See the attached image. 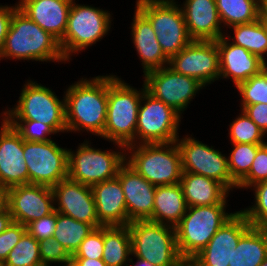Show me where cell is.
Masks as SVG:
<instances>
[{
    "instance_id": "cell-1",
    "label": "cell",
    "mask_w": 267,
    "mask_h": 266,
    "mask_svg": "<svg viewBox=\"0 0 267 266\" xmlns=\"http://www.w3.org/2000/svg\"><path fill=\"white\" fill-rule=\"evenodd\" d=\"M65 98L67 132L85 130L103 138L107 116L108 74L82 78L70 85Z\"/></svg>"
},
{
    "instance_id": "cell-2",
    "label": "cell",
    "mask_w": 267,
    "mask_h": 266,
    "mask_svg": "<svg viewBox=\"0 0 267 266\" xmlns=\"http://www.w3.org/2000/svg\"><path fill=\"white\" fill-rule=\"evenodd\" d=\"M66 62L59 41L18 7L13 11L1 59Z\"/></svg>"
},
{
    "instance_id": "cell-3",
    "label": "cell",
    "mask_w": 267,
    "mask_h": 266,
    "mask_svg": "<svg viewBox=\"0 0 267 266\" xmlns=\"http://www.w3.org/2000/svg\"><path fill=\"white\" fill-rule=\"evenodd\" d=\"M116 75H108L107 116L103 139L111 141L116 148L136 145V126L142 94Z\"/></svg>"
},
{
    "instance_id": "cell-4",
    "label": "cell",
    "mask_w": 267,
    "mask_h": 266,
    "mask_svg": "<svg viewBox=\"0 0 267 266\" xmlns=\"http://www.w3.org/2000/svg\"><path fill=\"white\" fill-rule=\"evenodd\" d=\"M227 204L191 206L175 226L177 248L188 264L200 253L219 228L234 214L226 212Z\"/></svg>"
},
{
    "instance_id": "cell-5",
    "label": "cell",
    "mask_w": 267,
    "mask_h": 266,
    "mask_svg": "<svg viewBox=\"0 0 267 266\" xmlns=\"http://www.w3.org/2000/svg\"><path fill=\"white\" fill-rule=\"evenodd\" d=\"M125 152L126 162L155 187L180 183L182 165L176 142L128 145Z\"/></svg>"
},
{
    "instance_id": "cell-6",
    "label": "cell",
    "mask_w": 267,
    "mask_h": 266,
    "mask_svg": "<svg viewBox=\"0 0 267 266\" xmlns=\"http://www.w3.org/2000/svg\"><path fill=\"white\" fill-rule=\"evenodd\" d=\"M132 256L154 266H187L178 252L175 227L137 220L128 224Z\"/></svg>"
},
{
    "instance_id": "cell-7",
    "label": "cell",
    "mask_w": 267,
    "mask_h": 266,
    "mask_svg": "<svg viewBox=\"0 0 267 266\" xmlns=\"http://www.w3.org/2000/svg\"><path fill=\"white\" fill-rule=\"evenodd\" d=\"M59 99L52 89L28 80L22 88L16 106L2 112L6 121H38L56 133L67 132L65 98Z\"/></svg>"
},
{
    "instance_id": "cell-8",
    "label": "cell",
    "mask_w": 267,
    "mask_h": 266,
    "mask_svg": "<svg viewBox=\"0 0 267 266\" xmlns=\"http://www.w3.org/2000/svg\"><path fill=\"white\" fill-rule=\"evenodd\" d=\"M175 0H136V8L150 21L165 56L170 59L192 39L184 13Z\"/></svg>"
},
{
    "instance_id": "cell-9",
    "label": "cell",
    "mask_w": 267,
    "mask_h": 266,
    "mask_svg": "<svg viewBox=\"0 0 267 266\" xmlns=\"http://www.w3.org/2000/svg\"><path fill=\"white\" fill-rule=\"evenodd\" d=\"M111 17L106 10L72 3L65 35L59 42L66 61L71 60L72 53L78 54L101 41L111 29Z\"/></svg>"
},
{
    "instance_id": "cell-10",
    "label": "cell",
    "mask_w": 267,
    "mask_h": 266,
    "mask_svg": "<svg viewBox=\"0 0 267 266\" xmlns=\"http://www.w3.org/2000/svg\"><path fill=\"white\" fill-rule=\"evenodd\" d=\"M90 144L84 140L76 152L68 149V177L88 186L115 178L120 166L126 161L125 148H120V151H102Z\"/></svg>"
},
{
    "instance_id": "cell-11",
    "label": "cell",
    "mask_w": 267,
    "mask_h": 266,
    "mask_svg": "<svg viewBox=\"0 0 267 266\" xmlns=\"http://www.w3.org/2000/svg\"><path fill=\"white\" fill-rule=\"evenodd\" d=\"M180 119L181 115L172 107L145 90L138 111L136 145L175 142Z\"/></svg>"
},
{
    "instance_id": "cell-12",
    "label": "cell",
    "mask_w": 267,
    "mask_h": 266,
    "mask_svg": "<svg viewBox=\"0 0 267 266\" xmlns=\"http://www.w3.org/2000/svg\"><path fill=\"white\" fill-rule=\"evenodd\" d=\"M181 155L182 172L203 175L221 183L229 192L238 184L232 179L228 170L225 154L208 146L194 137L186 135L175 141Z\"/></svg>"
},
{
    "instance_id": "cell-13",
    "label": "cell",
    "mask_w": 267,
    "mask_h": 266,
    "mask_svg": "<svg viewBox=\"0 0 267 266\" xmlns=\"http://www.w3.org/2000/svg\"><path fill=\"white\" fill-rule=\"evenodd\" d=\"M29 183L53 187L68 177V149L48 142L24 141Z\"/></svg>"
},
{
    "instance_id": "cell-14",
    "label": "cell",
    "mask_w": 267,
    "mask_h": 266,
    "mask_svg": "<svg viewBox=\"0 0 267 266\" xmlns=\"http://www.w3.org/2000/svg\"><path fill=\"white\" fill-rule=\"evenodd\" d=\"M143 76L146 91L180 115L196 93L205 87L199 80L176 73L168 66L149 71Z\"/></svg>"
},
{
    "instance_id": "cell-15",
    "label": "cell",
    "mask_w": 267,
    "mask_h": 266,
    "mask_svg": "<svg viewBox=\"0 0 267 266\" xmlns=\"http://www.w3.org/2000/svg\"><path fill=\"white\" fill-rule=\"evenodd\" d=\"M168 67L199 80L205 86L210 85L220 77L217 41L192 40L169 59Z\"/></svg>"
},
{
    "instance_id": "cell-16",
    "label": "cell",
    "mask_w": 267,
    "mask_h": 266,
    "mask_svg": "<svg viewBox=\"0 0 267 266\" xmlns=\"http://www.w3.org/2000/svg\"><path fill=\"white\" fill-rule=\"evenodd\" d=\"M251 226L241 211L235 212L187 266H229L240 237Z\"/></svg>"
},
{
    "instance_id": "cell-17",
    "label": "cell",
    "mask_w": 267,
    "mask_h": 266,
    "mask_svg": "<svg viewBox=\"0 0 267 266\" xmlns=\"http://www.w3.org/2000/svg\"><path fill=\"white\" fill-rule=\"evenodd\" d=\"M51 187L23 184L8 189V210L13 221L27 226L54 211Z\"/></svg>"
},
{
    "instance_id": "cell-18",
    "label": "cell",
    "mask_w": 267,
    "mask_h": 266,
    "mask_svg": "<svg viewBox=\"0 0 267 266\" xmlns=\"http://www.w3.org/2000/svg\"><path fill=\"white\" fill-rule=\"evenodd\" d=\"M52 192L56 205L54 210L77 221L91 224L94 228L103 226L97 217L91 186L67 177L54 185Z\"/></svg>"
},
{
    "instance_id": "cell-19",
    "label": "cell",
    "mask_w": 267,
    "mask_h": 266,
    "mask_svg": "<svg viewBox=\"0 0 267 266\" xmlns=\"http://www.w3.org/2000/svg\"><path fill=\"white\" fill-rule=\"evenodd\" d=\"M0 126V186L10 189L29 184L24 140L2 117Z\"/></svg>"
},
{
    "instance_id": "cell-20",
    "label": "cell",
    "mask_w": 267,
    "mask_h": 266,
    "mask_svg": "<svg viewBox=\"0 0 267 266\" xmlns=\"http://www.w3.org/2000/svg\"><path fill=\"white\" fill-rule=\"evenodd\" d=\"M120 180L130 222L152 218L156 187L143 178L126 161L120 166Z\"/></svg>"
},
{
    "instance_id": "cell-21",
    "label": "cell",
    "mask_w": 267,
    "mask_h": 266,
    "mask_svg": "<svg viewBox=\"0 0 267 266\" xmlns=\"http://www.w3.org/2000/svg\"><path fill=\"white\" fill-rule=\"evenodd\" d=\"M219 49L220 79H232L237 87L260 73L263 62L247 49L235 45L223 35L217 40Z\"/></svg>"
},
{
    "instance_id": "cell-22",
    "label": "cell",
    "mask_w": 267,
    "mask_h": 266,
    "mask_svg": "<svg viewBox=\"0 0 267 266\" xmlns=\"http://www.w3.org/2000/svg\"><path fill=\"white\" fill-rule=\"evenodd\" d=\"M183 2L181 8L187 32L192 40L217 41L225 35L215 0H185Z\"/></svg>"
},
{
    "instance_id": "cell-23",
    "label": "cell",
    "mask_w": 267,
    "mask_h": 266,
    "mask_svg": "<svg viewBox=\"0 0 267 266\" xmlns=\"http://www.w3.org/2000/svg\"><path fill=\"white\" fill-rule=\"evenodd\" d=\"M96 213L103 226H127L126 201L119 178L105 180L91 186Z\"/></svg>"
},
{
    "instance_id": "cell-24",
    "label": "cell",
    "mask_w": 267,
    "mask_h": 266,
    "mask_svg": "<svg viewBox=\"0 0 267 266\" xmlns=\"http://www.w3.org/2000/svg\"><path fill=\"white\" fill-rule=\"evenodd\" d=\"M18 8L59 42L65 35L71 3L64 0H19Z\"/></svg>"
},
{
    "instance_id": "cell-25",
    "label": "cell",
    "mask_w": 267,
    "mask_h": 266,
    "mask_svg": "<svg viewBox=\"0 0 267 266\" xmlns=\"http://www.w3.org/2000/svg\"><path fill=\"white\" fill-rule=\"evenodd\" d=\"M131 26L132 41L143 73L168 66L169 59L163 53L150 21L137 8Z\"/></svg>"
},
{
    "instance_id": "cell-26",
    "label": "cell",
    "mask_w": 267,
    "mask_h": 266,
    "mask_svg": "<svg viewBox=\"0 0 267 266\" xmlns=\"http://www.w3.org/2000/svg\"><path fill=\"white\" fill-rule=\"evenodd\" d=\"M180 184L188 207L227 204L229 191L218 181L203 175L182 172Z\"/></svg>"
},
{
    "instance_id": "cell-27",
    "label": "cell",
    "mask_w": 267,
    "mask_h": 266,
    "mask_svg": "<svg viewBox=\"0 0 267 266\" xmlns=\"http://www.w3.org/2000/svg\"><path fill=\"white\" fill-rule=\"evenodd\" d=\"M180 183L157 186L150 221L175 227L187 211Z\"/></svg>"
},
{
    "instance_id": "cell-28",
    "label": "cell",
    "mask_w": 267,
    "mask_h": 266,
    "mask_svg": "<svg viewBox=\"0 0 267 266\" xmlns=\"http://www.w3.org/2000/svg\"><path fill=\"white\" fill-rule=\"evenodd\" d=\"M267 257V229L251 226L239 239L229 266H260Z\"/></svg>"
},
{
    "instance_id": "cell-29",
    "label": "cell",
    "mask_w": 267,
    "mask_h": 266,
    "mask_svg": "<svg viewBox=\"0 0 267 266\" xmlns=\"http://www.w3.org/2000/svg\"><path fill=\"white\" fill-rule=\"evenodd\" d=\"M131 235L127 226H104L102 260L107 266H129Z\"/></svg>"
},
{
    "instance_id": "cell-30",
    "label": "cell",
    "mask_w": 267,
    "mask_h": 266,
    "mask_svg": "<svg viewBox=\"0 0 267 266\" xmlns=\"http://www.w3.org/2000/svg\"><path fill=\"white\" fill-rule=\"evenodd\" d=\"M234 30V36L226 38L231 39V43L247 49L252 54L262 59L263 64H267L265 58L267 49V27L261 19L247 24H237L229 27ZM266 59V60H265Z\"/></svg>"
},
{
    "instance_id": "cell-31",
    "label": "cell",
    "mask_w": 267,
    "mask_h": 266,
    "mask_svg": "<svg viewBox=\"0 0 267 266\" xmlns=\"http://www.w3.org/2000/svg\"><path fill=\"white\" fill-rule=\"evenodd\" d=\"M215 2L223 28L251 23L260 18L259 0H215Z\"/></svg>"
},
{
    "instance_id": "cell-32",
    "label": "cell",
    "mask_w": 267,
    "mask_h": 266,
    "mask_svg": "<svg viewBox=\"0 0 267 266\" xmlns=\"http://www.w3.org/2000/svg\"><path fill=\"white\" fill-rule=\"evenodd\" d=\"M95 228L88 223L77 221L70 216L57 212L56 227L53 238L57 240L72 256L81 242Z\"/></svg>"
},
{
    "instance_id": "cell-33",
    "label": "cell",
    "mask_w": 267,
    "mask_h": 266,
    "mask_svg": "<svg viewBox=\"0 0 267 266\" xmlns=\"http://www.w3.org/2000/svg\"><path fill=\"white\" fill-rule=\"evenodd\" d=\"M39 243L26 232L16 246L9 252L2 266H40Z\"/></svg>"
},
{
    "instance_id": "cell-34",
    "label": "cell",
    "mask_w": 267,
    "mask_h": 266,
    "mask_svg": "<svg viewBox=\"0 0 267 266\" xmlns=\"http://www.w3.org/2000/svg\"><path fill=\"white\" fill-rule=\"evenodd\" d=\"M231 145L233 150L227 156L228 170L232 179L238 184L249 173L261 145L240 143Z\"/></svg>"
},
{
    "instance_id": "cell-35",
    "label": "cell",
    "mask_w": 267,
    "mask_h": 266,
    "mask_svg": "<svg viewBox=\"0 0 267 266\" xmlns=\"http://www.w3.org/2000/svg\"><path fill=\"white\" fill-rule=\"evenodd\" d=\"M229 137L231 144H255L263 145L264 136L260 128L241 110V114L229 125Z\"/></svg>"
},
{
    "instance_id": "cell-36",
    "label": "cell",
    "mask_w": 267,
    "mask_h": 266,
    "mask_svg": "<svg viewBox=\"0 0 267 266\" xmlns=\"http://www.w3.org/2000/svg\"><path fill=\"white\" fill-rule=\"evenodd\" d=\"M250 190L255 191L254 204L240 211L253 227L267 229V180L251 186Z\"/></svg>"
},
{
    "instance_id": "cell-37",
    "label": "cell",
    "mask_w": 267,
    "mask_h": 266,
    "mask_svg": "<svg viewBox=\"0 0 267 266\" xmlns=\"http://www.w3.org/2000/svg\"><path fill=\"white\" fill-rule=\"evenodd\" d=\"M236 89L241 95V105L267 103V81L261 73L240 83Z\"/></svg>"
},
{
    "instance_id": "cell-38",
    "label": "cell",
    "mask_w": 267,
    "mask_h": 266,
    "mask_svg": "<svg viewBox=\"0 0 267 266\" xmlns=\"http://www.w3.org/2000/svg\"><path fill=\"white\" fill-rule=\"evenodd\" d=\"M24 141L48 142L52 134H57L50 126L38 121H7ZM48 135V136H47Z\"/></svg>"
},
{
    "instance_id": "cell-39",
    "label": "cell",
    "mask_w": 267,
    "mask_h": 266,
    "mask_svg": "<svg viewBox=\"0 0 267 266\" xmlns=\"http://www.w3.org/2000/svg\"><path fill=\"white\" fill-rule=\"evenodd\" d=\"M39 254L41 263L51 265L52 263L67 266L71 263L72 256L68 251L53 237L49 239L39 240Z\"/></svg>"
},
{
    "instance_id": "cell-40",
    "label": "cell",
    "mask_w": 267,
    "mask_h": 266,
    "mask_svg": "<svg viewBox=\"0 0 267 266\" xmlns=\"http://www.w3.org/2000/svg\"><path fill=\"white\" fill-rule=\"evenodd\" d=\"M104 248V226H100L81 242L72 258L102 259Z\"/></svg>"
},
{
    "instance_id": "cell-41",
    "label": "cell",
    "mask_w": 267,
    "mask_h": 266,
    "mask_svg": "<svg viewBox=\"0 0 267 266\" xmlns=\"http://www.w3.org/2000/svg\"><path fill=\"white\" fill-rule=\"evenodd\" d=\"M267 180V142L261 145L252 163L249 173L238 183L239 188L251 186Z\"/></svg>"
},
{
    "instance_id": "cell-42",
    "label": "cell",
    "mask_w": 267,
    "mask_h": 266,
    "mask_svg": "<svg viewBox=\"0 0 267 266\" xmlns=\"http://www.w3.org/2000/svg\"><path fill=\"white\" fill-rule=\"evenodd\" d=\"M27 232L26 226L18 222H12L10 226L0 234V263L3 264L9 252L16 246L21 237Z\"/></svg>"
},
{
    "instance_id": "cell-43",
    "label": "cell",
    "mask_w": 267,
    "mask_h": 266,
    "mask_svg": "<svg viewBox=\"0 0 267 266\" xmlns=\"http://www.w3.org/2000/svg\"><path fill=\"white\" fill-rule=\"evenodd\" d=\"M57 221V211L54 210L47 216L30 222L27 226V232L38 241L53 237Z\"/></svg>"
},
{
    "instance_id": "cell-44",
    "label": "cell",
    "mask_w": 267,
    "mask_h": 266,
    "mask_svg": "<svg viewBox=\"0 0 267 266\" xmlns=\"http://www.w3.org/2000/svg\"><path fill=\"white\" fill-rule=\"evenodd\" d=\"M240 110H243L265 135L267 134V103L241 105Z\"/></svg>"
},
{
    "instance_id": "cell-45",
    "label": "cell",
    "mask_w": 267,
    "mask_h": 266,
    "mask_svg": "<svg viewBox=\"0 0 267 266\" xmlns=\"http://www.w3.org/2000/svg\"><path fill=\"white\" fill-rule=\"evenodd\" d=\"M18 7L17 4L15 6L8 5H0V57L3 52L4 40L6 38L8 28L11 22V18L13 15V11Z\"/></svg>"
},
{
    "instance_id": "cell-46",
    "label": "cell",
    "mask_w": 267,
    "mask_h": 266,
    "mask_svg": "<svg viewBox=\"0 0 267 266\" xmlns=\"http://www.w3.org/2000/svg\"><path fill=\"white\" fill-rule=\"evenodd\" d=\"M73 266H107L102 259L71 258Z\"/></svg>"
},
{
    "instance_id": "cell-47",
    "label": "cell",
    "mask_w": 267,
    "mask_h": 266,
    "mask_svg": "<svg viewBox=\"0 0 267 266\" xmlns=\"http://www.w3.org/2000/svg\"><path fill=\"white\" fill-rule=\"evenodd\" d=\"M8 210V189L0 186V215Z\"/></svg>"
},
{
    "instance_id": "cell-48",
    "label": "cell",
    "mask_w": 267,
    "mask_h": 266,
    "mask_svg": "<svg viewBox=\"0 0 267 266\" xmlns=\"http://www.w3.org/2000/svg\"><path fill=\"white\" fill-rule=\"evenodd\" d=\"M13 222V218L9 210L0 215V234L5 231Z\"/></svg>"
},
{
    "instance_id": "cell-49",
    "label": "cell",
    "mask_w": 267,
    "mask_h": 266,
    "mask_svg": "<svg viewBox=\"0 0 267 266\" xmlns=\"http://www.w3.org/2000/svg\"><path fill=\"white\" fill-rule=\"evenodd\" d=\"M260 19L267 27V0L260 1Z\"/></svg>"
},
{
    "instance_id": "cell-50",
    "label": "cell",
    "mask_w": 267,
    "mask_h": 266,
    "mask_svg": "<svg viewBox=\"0 0 267 266\" xmlns=\"http://www.w3.org/2000/svg\"><path fill=\"white\" fill-rule=\"evenodd\" d=\"M135 259H137V260L134 263L133 258L130 257V264H128V265H131V266H154L153 264H150L147 260H144L141 258H135Z\"/></svg>"
},
{
    "instance_id": "cell-51",
    "label": "cell",
    "mask_w": 267,
    "mask_h": 266,
    "mask_svg": "<svg viewBox=\"0 0 267 266\" xmlns=\"http://www.w3.org/2000/svg\"><path fill=\"white\" fill-rule=\"evenodd\" d=\"M260 73L265 77L267 81V64H263Z\"/></svg>"
},
{
    "instance_id": "cell-52",
    "label": "cell",
    "mask_w": 267,
    "mask_h": 266,
    "mask_svg": "<svg viewBox=\"0 0 267 266\" xmlns=\"http://www.w3.org/2000/svg\"><path fill=\"white\" fill-rule=\"evenodd\" d=\"M260 266H267V257L266 259L262 262V264Z\"/></svg>"
},
{
    "instance_id": "cell-53",
    "label": "cell",
    "mask_w": 267,
    "mask_h": 266,
    "mask_svg": "<svg viewBox=\"0 0 267 266\" xmlns=\"http://www.w3.org/2000/svg\"><path fill=\"white\" fill-rule=\"evenodd\" d=\"M64 1L71 3V4L75 2V0H64Z\"/></svg>"
}]
</instances>
